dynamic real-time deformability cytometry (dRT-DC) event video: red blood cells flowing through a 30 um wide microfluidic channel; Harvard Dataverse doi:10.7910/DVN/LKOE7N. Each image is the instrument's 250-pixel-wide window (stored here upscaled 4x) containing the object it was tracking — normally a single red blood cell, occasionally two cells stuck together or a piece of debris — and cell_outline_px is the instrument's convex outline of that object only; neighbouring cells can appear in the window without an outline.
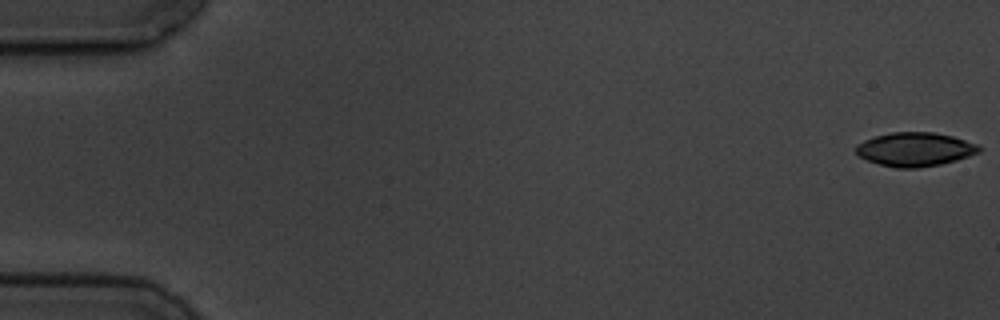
{"species": "common noctule bat (a hibernating species)", "species_latin": "Nyctalus noctula", "temperature_condition": "cold", "stored_images_in_passage": 6, "camera_frame_rate_fps": 3000, "um_per_image_px": 0.085, "animal": {"sex": "male", "body_mass_g": 19.5, "forearm_length_mm": 54.6}, "frame": {"image": 1, "passage_image": 1, "time_ms": 0.0, "image_size_px": [1000, 320], "cell_outline_px": [[980, 152], [956, 160], [940, 164], [916, 168], [896, 168], [880, 164], [868, 160], [860, 156], [856, 152], [856, 144], [864, 140], [876, 136], [892, 132], [932, 132], [952, 136], [976, 144], [980, 148]], "centroid_in_image_um": [77.75, 12.69], "position_along_channel_um": 7.2, "area_um2": 23.99}}